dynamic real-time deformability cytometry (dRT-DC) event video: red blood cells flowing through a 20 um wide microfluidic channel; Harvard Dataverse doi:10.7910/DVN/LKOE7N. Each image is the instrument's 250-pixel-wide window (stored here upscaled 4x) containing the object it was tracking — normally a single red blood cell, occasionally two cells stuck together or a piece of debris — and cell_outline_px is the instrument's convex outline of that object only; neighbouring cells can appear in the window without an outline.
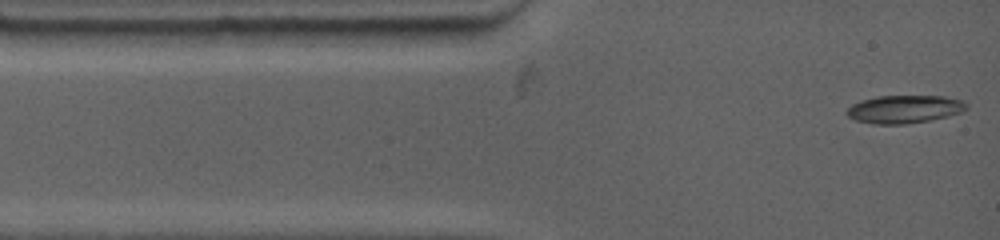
{"species": "common noctule bat (a hibernating species)", "species_latin": "Nyctalus noctula", "temperature_condition": "warm", "stored_images_in_passage": 7, "camera_frame_rate_fps": 4500, "um_per_image_px": 0.085, "animal": {"sex": "female", "body_mass_g": 19.0, "forearm_length_mm": 53.3}, "frame": {"image": 1, "passage_image": 1, "time_ms": 0.0, "image_size_px": [1000, 240], "cell_outline_px": [[968, 108], [960, 112], [948, 116], [928, 120], [904, 124], [872, 124], [856, 120], [848, 116], [844, 112], [852, 104], [860, 100], [876, 96], [944, 96], [960, 100], [968, 104]], "centroid_in_image_um": [76.83, 9.27], "position_along_channel_um": 8.2, "area_um2": 19.48}}
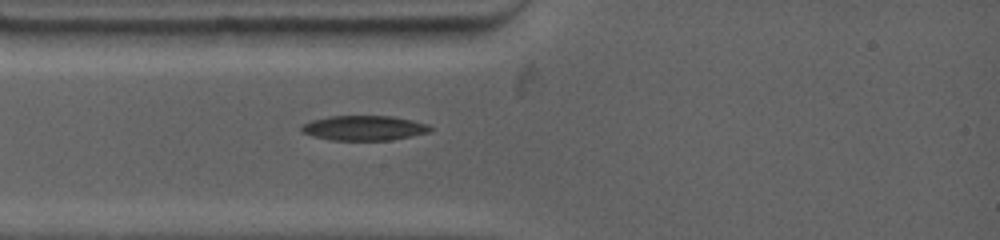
{"frame": {"image": 2, "passage_image": 4, "time_ms": 2.222, "image_size_px": [1000, 240], "cell_outline_px": [[432, 132], [392, 140], [332, 140], [312, 136], [300, 132], [300, 124], [312, 120], [328, 116], [392, 116], [412, 120], [428, 124], [432, 128]], "centroid_in_image_um": [30.93, 10.88], "position_along_channel_um": 54.1, "area_um2": 18.9}}
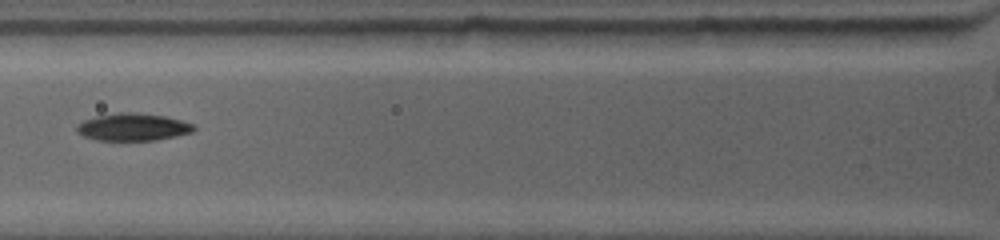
{"frame": {"image": 3, "passage_image": 6, "time_ms": 3.778, "image_size_px": [1000, 240], "cell_outline_px": [[196, 128], [192, 132], [176, 136], [156, 140], [96, 140], [84, 136], [76, 132], [76, 124], [84, 120], [96, 116], [120, 112], [136, 112], [164, 116], [180, 120], [192, 124]], "centroid_in_image_um": [11.26, 10.8], "position_along_channel_um": 114.5, "area_um2": 18.67}}